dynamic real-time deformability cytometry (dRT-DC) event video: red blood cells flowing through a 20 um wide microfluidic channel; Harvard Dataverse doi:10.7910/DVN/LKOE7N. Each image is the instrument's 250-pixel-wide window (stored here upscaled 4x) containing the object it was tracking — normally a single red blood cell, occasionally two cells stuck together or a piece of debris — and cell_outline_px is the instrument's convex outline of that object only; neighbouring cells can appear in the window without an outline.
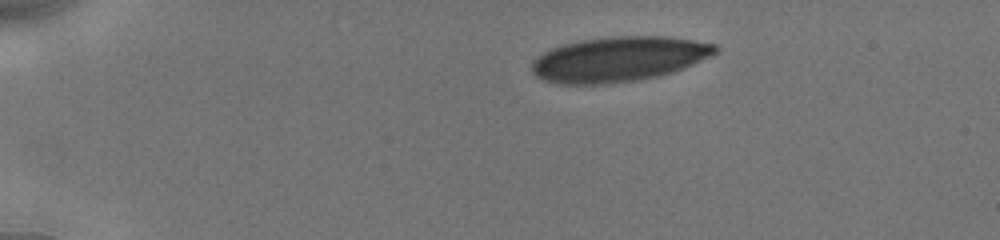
{"species": "human", "species_latin": "Homo sapiens", "temperature_condition": "cold", "stored_images_in_passage": 11, "camera_frame_rate_fps": 3000, "um_per_image_px": 0.085, "donor": {"sex": "male"}, "frame": {"image": 1, "passage_image": 1, "time_ms": 0.0, "image_size_px": [1000, 240], "cell_outline_px": [[720, 48], [712, 56], [684, 68], [672, 72], [640, 80], [608, 84], [560, 84], [544, 80], [536, 76], [532, 72], [532, 64], [536, 56], [552, 48], [564, 44], [580, 40], [608, 36], [668, 36], [716, 44]], "centroid_in_image_um": [52.6, 5.02], "position_along_channel_um": 32.4, "area_um2": 48.32}}
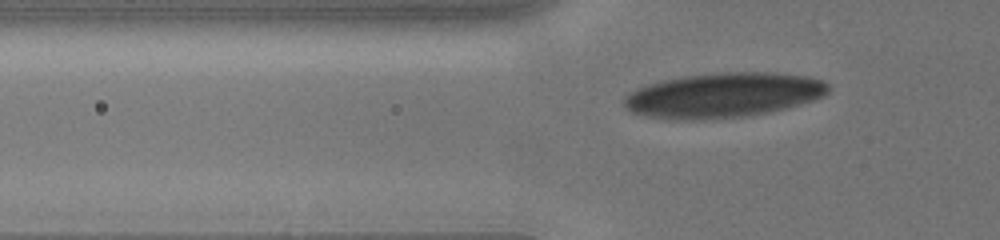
{"frame": {"image": 2, "passage_image": 8, "time_ms": 2.667, "image_size_px": [1000, 240], "cell_outline_px": [[832, 84], [828, 92], [824, 96], [800, 104], [768, 112], [744, 116], [692, 120], [664, 120], [644, 116], [632, 112], [624, 108], [624, 96], [628, 92], [644, 84], [684, 76], [724, 72], [772, 72], [812, 76], [824, 80]], "centroid_in_image_um": [61.47, 8.08], "position_along_channel_um": 64.3, "area_um2": 53.99}}
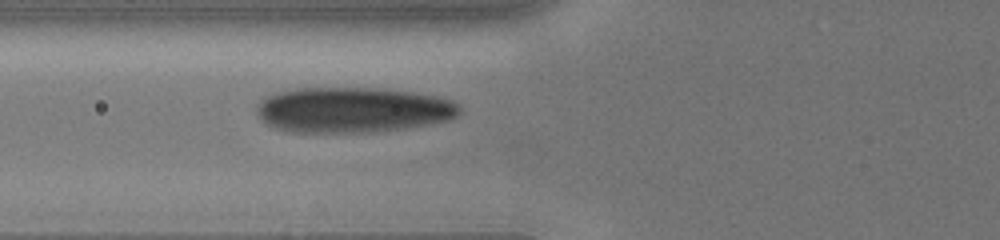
{"frame": {"image": 3, "passage_image": 11, "time_ms": 3.667, "image_size_px": [1000, 240], "cell_outline_px": [[460, 112], [456, 116], [448, 120], [428, 124], [404, 128], [372, 132], [284, 132], [272, 128], [264, 124], [260, 120], [256, 112], [256, 104], [264, 96], [276, 92], [300, 88], [384, 88], [412, 92], [436, 96], [452, 100], [460, 104]], "centroid_in_image_um": [29.91, 9.34], "position_along_channel_um": 95.9, "area_um2": 54.33}}